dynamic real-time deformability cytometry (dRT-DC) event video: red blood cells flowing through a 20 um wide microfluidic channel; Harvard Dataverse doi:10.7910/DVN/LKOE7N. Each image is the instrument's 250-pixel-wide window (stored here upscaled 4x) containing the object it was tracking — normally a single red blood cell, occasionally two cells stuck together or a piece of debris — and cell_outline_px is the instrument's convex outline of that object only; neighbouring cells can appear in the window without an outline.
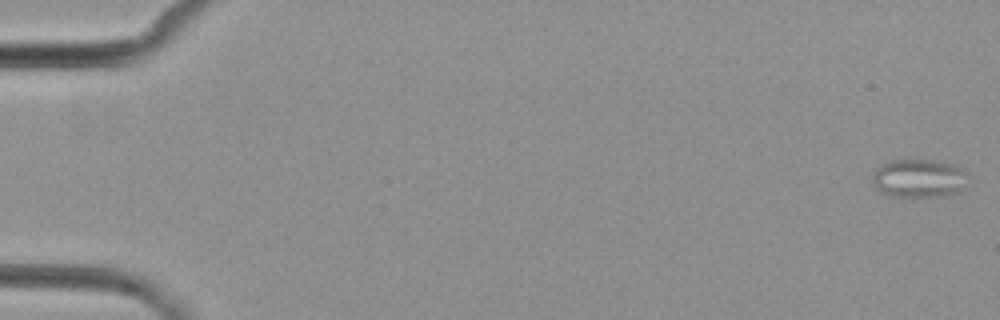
{"species": "common noctule bat (a hibernating species)", "species_latin": "Nyctalus noctula", "temperature_condition": "cold", "stored_images_in_passage": 5, "camera_frame_rate_fps": 3000, "um_per_image_px": 0.085, "animal": {"sex": "female", "body_mass_g": 29.2, "forearm_length_mm": 56.3}, "frame": {"image": 1, "passage_image": 1, "time_ms": 0.0, "image_size_px": [1000, 320], "cell_outline_px": [[960, 188], [956, 192], [944, 196], [892, 196], [876, 188], [872, 180], [872, 176], [876, 168], [880, 164], [904, 156], [932, 160], [956, 164], [960, 168]], "centroid_in_image_um": [77.95, 15.09], "position_along_channel_um": 7.1, "area_um2": 21.1}}
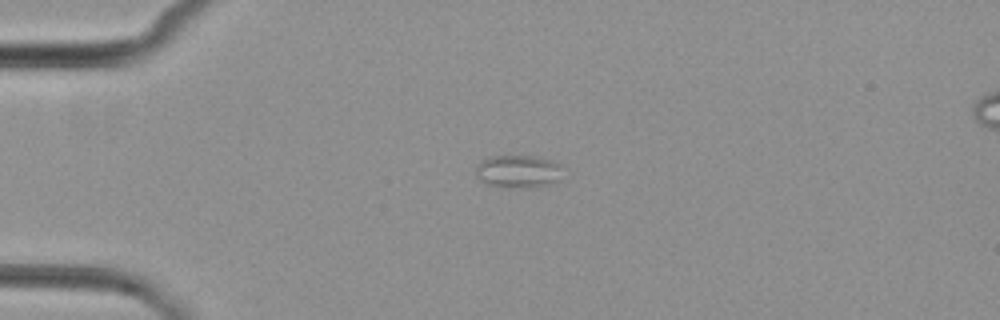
{"frame": {"image": 2, "passage_image": 4, "time_ms": 4.333, "image_size_px": [1000, 320], "cell_outline_px": [[564, 168], [556, 180], [548, 184], [488, 184], [480, 180], [476, 176], [476, 164], [480, 160], [492, 156], [536, 156], [560, 164]], "centroid_in_image_um": [44.0, 14.48], "position_along_channel_um": 41.0, "area_um2": 15.49}}